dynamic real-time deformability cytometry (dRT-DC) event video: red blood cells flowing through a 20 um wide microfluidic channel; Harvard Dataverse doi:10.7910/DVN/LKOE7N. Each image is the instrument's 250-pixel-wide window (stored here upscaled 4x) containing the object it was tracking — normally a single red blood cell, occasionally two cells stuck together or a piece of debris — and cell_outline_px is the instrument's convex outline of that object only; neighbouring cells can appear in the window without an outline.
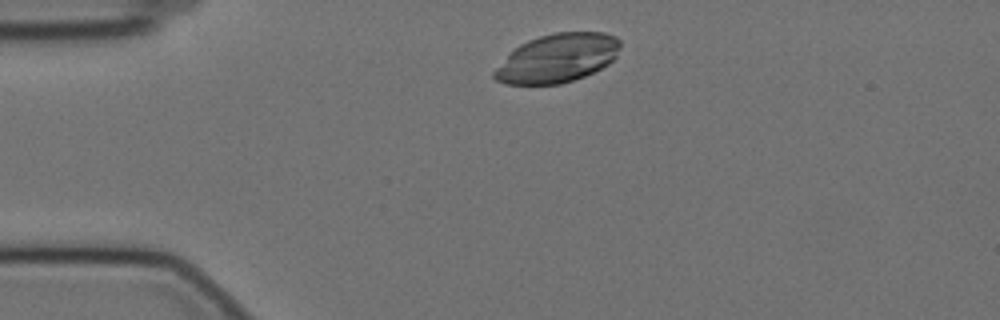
{"species": "Egyptian fruit bat (a non-hibernating species)", "species_latin": "Rousettus aegyptiacus", "temperature_condition": "cold", "stored_images_in_passage": 35, "camera_frame_rate_fps": 3000, "um_per_image_px": 0.085, "animal": {"sex": "female"}, "frame": {"image": 1, "passage_image": 2, "time_ms": 0.333, "image_size_px": [1000, 320], "cell_outline_px": [[620, 44], [616, 56], [608, 64], [584, 76], [560, 84], [504, 84], [496, 80], [492, 76], [492, 72], [520, 44], [528, 40], [540, 36], [556, 32], [604, 32], [616, 36], [620, 40]], "centroid_in_image_um": [47.38, 4.94], "position_along_channel_um": 37.6, "area_um2": 35.37}}